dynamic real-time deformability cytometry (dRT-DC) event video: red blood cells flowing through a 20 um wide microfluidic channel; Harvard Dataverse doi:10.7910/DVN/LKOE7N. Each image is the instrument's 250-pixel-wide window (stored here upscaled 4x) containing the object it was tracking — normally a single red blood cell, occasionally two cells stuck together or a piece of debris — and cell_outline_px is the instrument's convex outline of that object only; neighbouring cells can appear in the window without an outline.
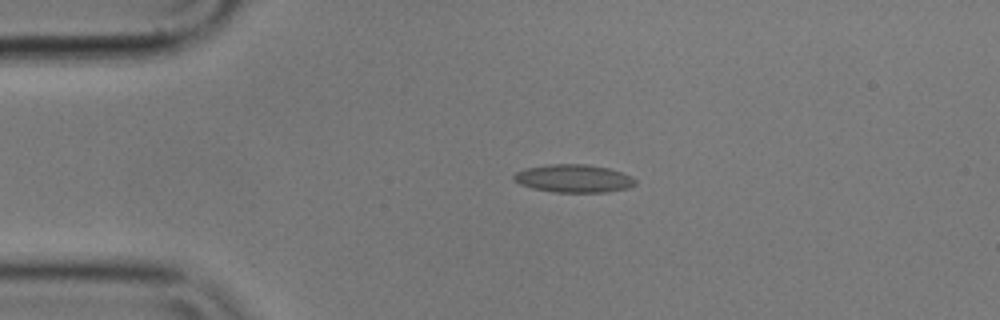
{"species": "common noctule bat (a hibernating species)", "species_latin": "Nyctalus noctula", "temperature_condition": "cold", "stored_images_in_passage": 3, "camera_frame_rate_fps": 3000, "um_per_image_px": 0.085, "animal": {"sex": "male", "body_mass_g": 17.9}, "frame": {"image": 1, "passage_image": 2, "time_ms": 0.333, "image_size_px": [1000, 320], "cell_outline_px": [[636, 184], [628, 188], [604, 192], [552, 192], [532, 188], [520, 184], [512, 180], [512, 176], [516, 172], [524, 168], [548, 164], [584, 164], [608, 168], [632, 176], [636, 180]], "centroid_in_image_um": [48.72, 15.17], "position_along_channel_um": 36.3, "area_um2": 19.88}}